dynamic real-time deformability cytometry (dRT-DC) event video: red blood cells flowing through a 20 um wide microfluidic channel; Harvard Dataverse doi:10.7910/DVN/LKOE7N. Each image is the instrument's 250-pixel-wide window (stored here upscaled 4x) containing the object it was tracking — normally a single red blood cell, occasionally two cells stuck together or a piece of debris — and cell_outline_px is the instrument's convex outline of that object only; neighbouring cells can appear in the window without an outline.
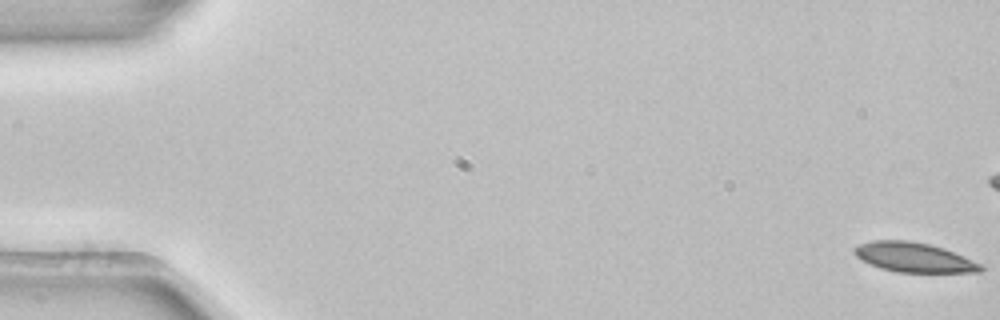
{"species": "common noctule bat (a hibernating species)", "species_latin": "Nyctalus noctula", "temperature_condition": "room temperature", "stored_images_in_passage": 55, "camera_frame_rate_fps": 3000, "um_per_image_px": 0.085, "animal": {"sex": "female", "body_mass_g": 22.7, "forearm_length_mm": 54.2}, "frame": {"image": 1, "passage_image": 1, "time_ms": 0.0, "image_size_px": [1000, 320], "cell_outline_px": [[984, 268], [980, 272], [896, 272], [880, 268], [860, 260], [852, 252], [852, 248], [860, 244], [872, 240], [908, 240], [928, 244], [944, 248], [964, 256], [980, 264]], "centroid_in_image_um": [77.63, 21.87], "position_along_channel_um": 7.4, "area_um2": 21.85}}
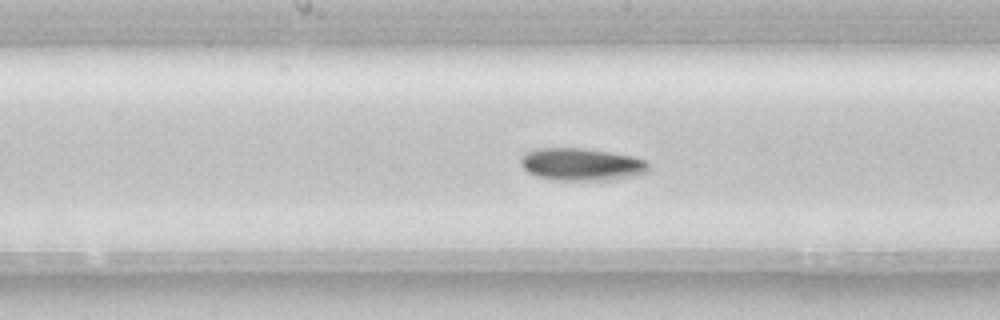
{"frame": {"image": 2, "passage_image": 28, "time_ms": 9.0, "image_size_px": [1000, 320], "cell_outline_px": [[648, 172], [632, 176], [608, 180], [552, 180], [536, 176], [528, 172], [520, 164], [520, 156], [524, 152], [536, 148], [584, 148], [632, 156], [644, 160], [648, 164]], "centroid_in_image_um": [49.36, 13.97], "position_along_channel_um": 198.8, "area_um2": 24.28}}
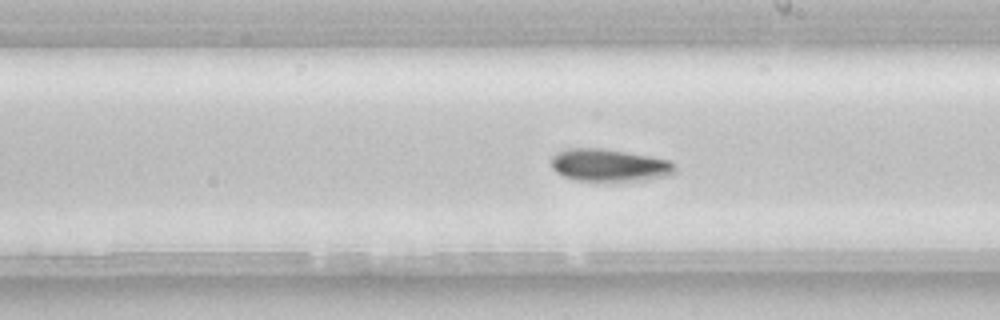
{"frame": {"image": 3, "passage_image": 31, "time_ms": 10.0, "image_size_px": [1000, 320], "cell_outline_px": [[676, 172], [668, 176], [644, 180], [576, 180], [564, 176], [556, 172], [552, 168], [552, 156], [556, 152], [568, 148], [600, 148], [648, 156], [668, 160], [676, 164]], "centroid_in_image_um": [51.79, 14.04], "position_along_channel_um": 237.2, "area_um2": 23.18}, "authors_computed_cell_mechanics": {"area_um2": 22.5998, "velocity_mm_per_s": 3.8612, "shape_relaxation_time_tau1_ms": 5.0885, "shape_relaxation_time_tau2_ms": null, "deformation_change_tau1": 0.1248, "deformation_change_tau2": null}}